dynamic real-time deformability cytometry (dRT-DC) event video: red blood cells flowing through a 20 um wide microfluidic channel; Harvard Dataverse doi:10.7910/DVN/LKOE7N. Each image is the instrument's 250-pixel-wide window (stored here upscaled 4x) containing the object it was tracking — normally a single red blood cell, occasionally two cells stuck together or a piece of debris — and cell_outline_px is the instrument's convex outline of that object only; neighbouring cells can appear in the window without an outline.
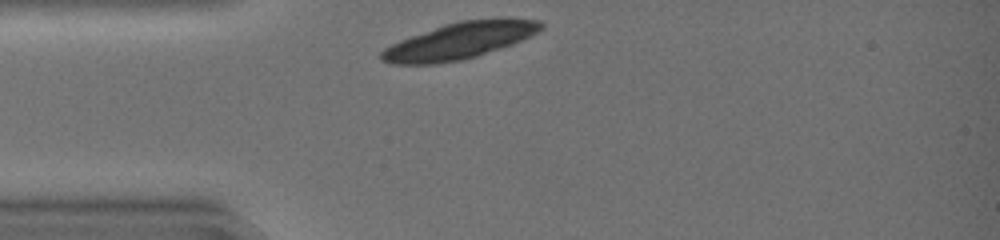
{"species": "common noctule bat (a hibernating species)", "species_latin": "Nyctalus noctula", "temperature_condition": "warm", "stored_images_in_passage": 27, "camera_frame_rate_fps": 3000, "um_per_image_px": 0.085, "animal": {"sex": "female", "body_mass_g": 19.0, "forearm_length_mm": 51.5}, "frame": {"image": 1, "passage_image": 1, "time_ms": 0.0, "image_size_px": [1000, 240], "cell_outline_px": [[544, 28], [532, 36], [512, 44], [476, 56], [460, 60], [436, 64], [392, 64], [380, 60], [380, 52], [384, 48], [400, 40], [444, 24], [460, 20], [504, 16], [508, 16], [540, 20], [544, 24]], "centroid_in_image_um": [39.14, 3.42], "position_along_channel_um": 45.9, "area_um2": 34.51}}